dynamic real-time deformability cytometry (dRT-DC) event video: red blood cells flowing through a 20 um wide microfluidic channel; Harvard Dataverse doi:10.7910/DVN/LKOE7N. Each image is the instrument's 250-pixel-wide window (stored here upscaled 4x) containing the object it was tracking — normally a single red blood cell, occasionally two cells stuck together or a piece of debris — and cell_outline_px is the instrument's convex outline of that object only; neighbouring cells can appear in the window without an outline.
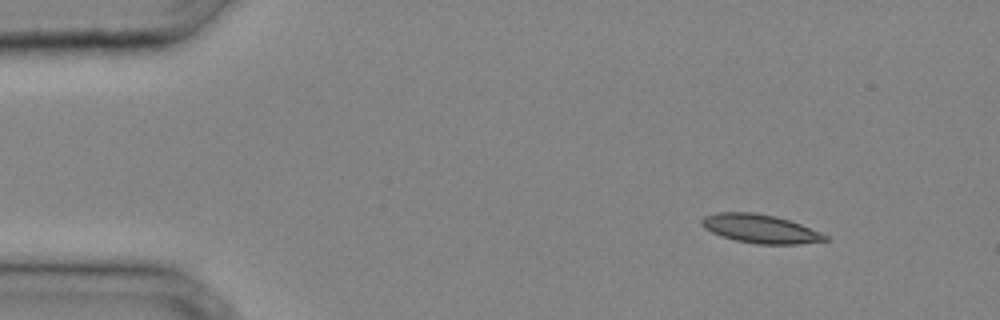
{"species": "common noctule bat (a hibernating species)", "species_latin": "Nyctalus noctula", "temperature_condition": "cold", "stored_images_in_passage": 31, "camera_frame_rate_fps": 3000, "um_per_image_px": 0.085, "animal": {"sex": "male", "body_mass_g": 20.4}, "frame": {"image": 1, "passage_image": 1, "time_ms": 0.0, "image_size_px": [1000, 320], "cell_outline_px": [[828, 240], [796, 244], [756, 244], [736, 240], [720, 236], [704, 228], [700, 224], [700, 220], [704, 216], [716, 212], [752, 212], [776, 216], [800, 224], [828, 236]], "centroid_in_image_um": [64.56, 19.43], "position_along_channel_um": 20.4, "area_um2": 20.52}}
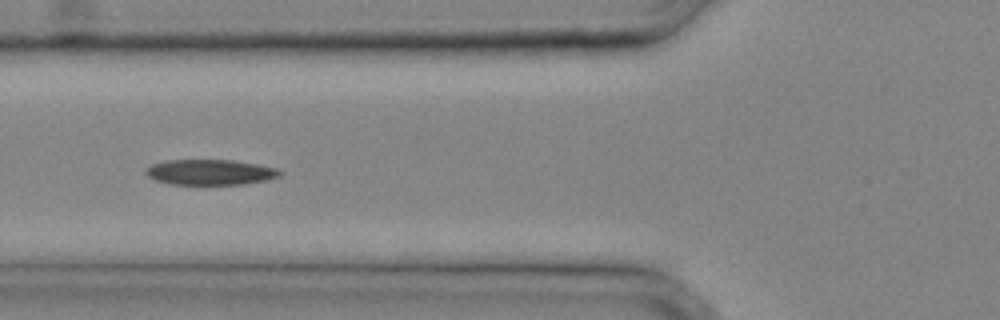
{"frame": {"image": 2, "passage_image": 10, "time_ms": 3.0, "image_size_px": [1000, 320], "cell_outline_px": [[280, 176], [264, 180], [244, 184], [168, 184], [156, 180], [148, 176], [144, 172], [152, 164], [164, 160], [232, 160], [256, 164], [276, 168], [280, 172]], "centroid_in_image_um": [17.82, 14.63], "position_along_channel_um": 108.0, "area_um2": 19.65}}
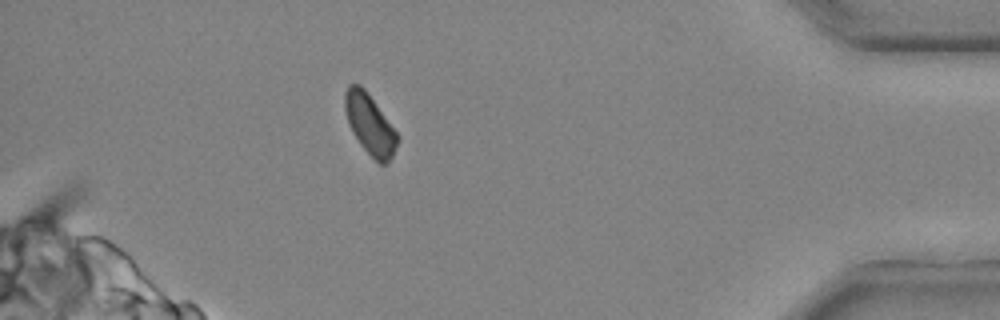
{"frame": {"image": 3, "passage_image": 28, "time_ms": 9.0, "image_size_px": [1000, 320], "cell_outline_px": [[400, 140], [392, 156], [384, 164], [380, 164], [360, 144], [352, 132], [348, 124], [344, 108], [344, 92], [348, 84], [360, 84], [364, 88], [400, 136]], "centroid_in_image_um": [31.43, 10.54], "position_along_channel_um": 403.8, "area_um2": 18.38}}